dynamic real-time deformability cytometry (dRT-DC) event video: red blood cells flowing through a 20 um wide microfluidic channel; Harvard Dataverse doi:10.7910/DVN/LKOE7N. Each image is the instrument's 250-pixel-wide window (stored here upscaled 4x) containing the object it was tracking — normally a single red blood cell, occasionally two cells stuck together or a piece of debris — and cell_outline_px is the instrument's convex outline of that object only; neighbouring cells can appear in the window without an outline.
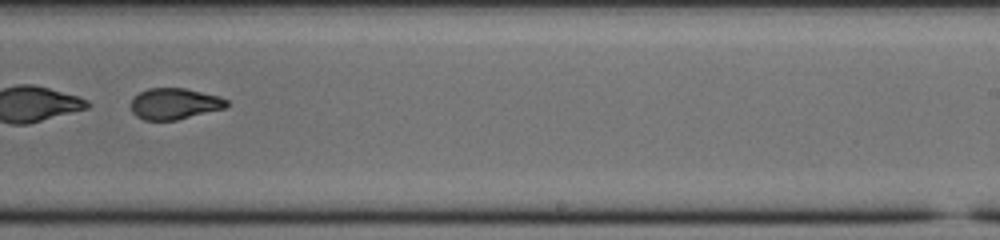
{"species": "common noctule bat (a hibernating species)", "species_latin": "Nyctalus noctula", "temperature_condition": "cold", "stored_images_in_passage": 52, "segment_of_instrument_passage": [2, 2], "camera_frame_rate_fps": 3000, "um_per_image_px": 0.085, "animal": {"sex": "male", "body_mass_g": 20.0, "forearm_length_mm": 53.3}, "frame": {"image": 1, "passage_image": 32, "time_ms": 10.333, "image_size_px": [1000, 240], "cell_outline_px": [[228, 104], [224, 108], [176, 120], [144, 120], [136, 116], [132, 112], [132, 96], [148, 88], [184, 88], [220, 96], [228, 100]], "centroid_in_image_um": [14.81, 8.81], "position_along_channel_um": 274.2, "area_um2": 17.34}}